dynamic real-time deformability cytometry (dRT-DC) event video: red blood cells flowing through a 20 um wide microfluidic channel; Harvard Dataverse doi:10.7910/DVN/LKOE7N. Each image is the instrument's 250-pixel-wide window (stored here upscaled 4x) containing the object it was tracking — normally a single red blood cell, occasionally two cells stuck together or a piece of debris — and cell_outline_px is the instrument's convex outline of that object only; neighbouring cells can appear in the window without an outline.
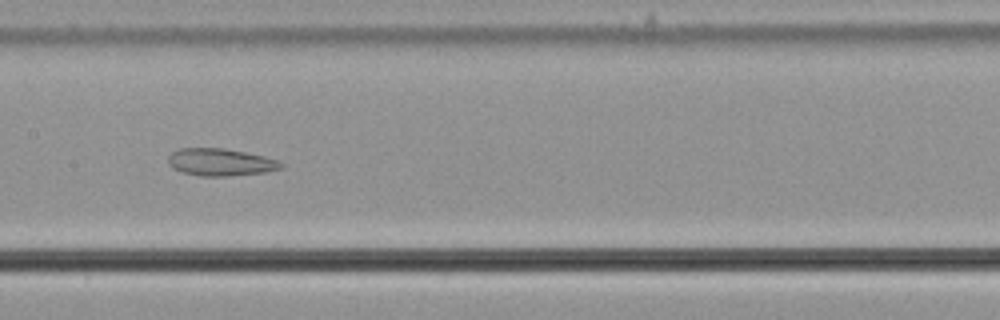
{"species": "common noctule bat (a hibernating species)", "species_latin": "Nyctalus noctula", "temperature_condition": "cold", "stored_images_in_passage": 58, "camera_frame_rate_fps": 3000, "um_per_image_px": 0.085, "animal": {"sex": "male", "body_mass_g": 21.5, "forearm_length_mm": 52.0}, "frame": {"image": 1, "passage_image": 30, "time_ms": 9.667, "image_size_px": [1000, 320], "cell_outline_px": [[284, 168], [268, 172], [228, 176], [200, 176], [184, 172], [172, 168], [168, 164], [168, 156], [172, 152], [180, 148], [224, 148], [264, 156], [276, 160], [284, 164]], "centroid_in_image_um": [18.75, 13.79], "position_along_channel_um": 188.6, "area_um2": 18.03}}
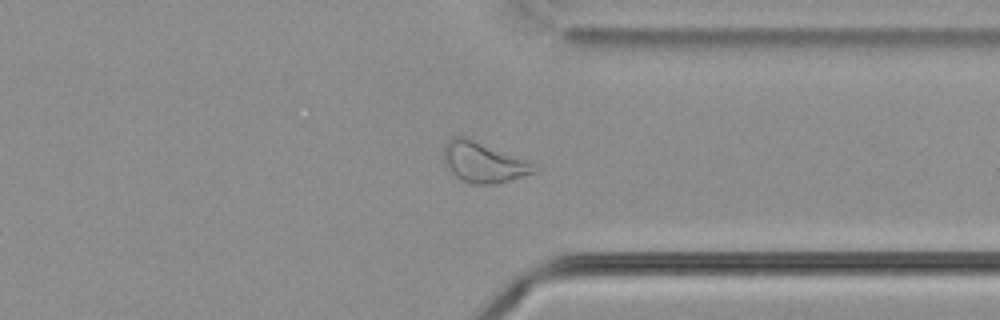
{"frame": {"image": 2, "passage_image": 45, "time_ms": 14.667, "image_size_px": [1000, 320], "cell_outline_px": [[540, 168], [536, 172], [496, 184], [472, 184], [460, 180], [444, 164], [444, 144], [452, 136], [464, 136]], "centroid_in_image_um": [41.0, 13.82], "position_along_channel_um": 370.4, "area_um2": 20.58}}
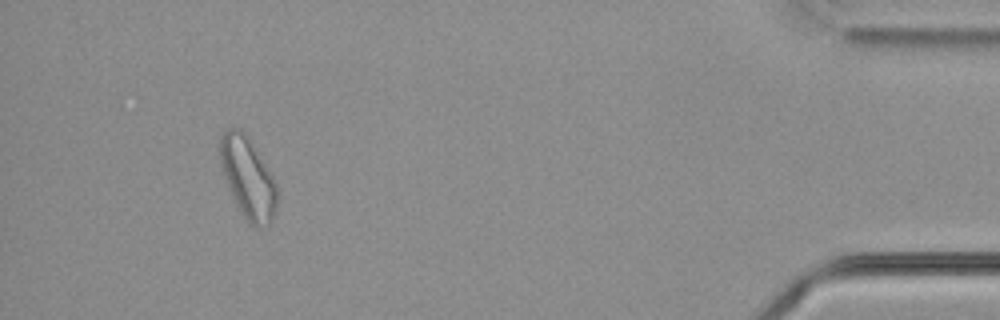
{"frame": {"image": 3, "passage_image": 54, "time_ms": 17.667, "image_size_px": [1000, 320], "cell_outline_px": [[280, 188], [276, 212], [268, 224], [260, 228], [256, 228], [240, 212], [232, 196], [224, 176], [220, 164], [220, 136], [224, 128], [240, 128], [248, 136], [268, 168]], "centroid_in_image_um": [21.1, 15.1], "position_along_channel_um": 414.1, "area_um2": 27.28}}